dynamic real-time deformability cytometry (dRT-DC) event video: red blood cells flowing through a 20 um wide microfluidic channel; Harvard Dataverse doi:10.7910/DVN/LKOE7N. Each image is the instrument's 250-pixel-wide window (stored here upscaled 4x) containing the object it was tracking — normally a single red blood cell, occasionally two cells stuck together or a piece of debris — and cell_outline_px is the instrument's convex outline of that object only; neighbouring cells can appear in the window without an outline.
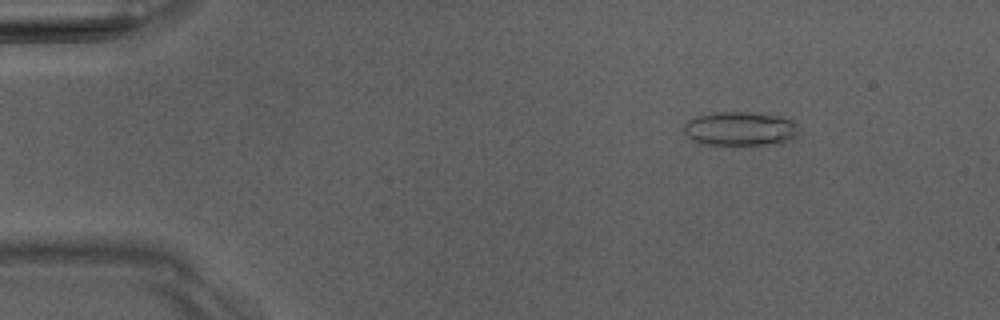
{"species": "Egyptian fruit bat (a non-hibernating species)", "species_latin": "Rousettus aegyptiacus", "temperature_condition": "room temperature", "stored_images_in_passage": 5, "camera_frame_rate_fps": 3000, "um_per_image_px": 0.085, "animal": {"sex": "male"}, "frame": {"image": 1, "passage_image": 2, "time_ms": 1.333, "image_size_px": [1000, 320], "cell_outline_px": [[796, 136], [784, 144], [716, 148], [700, 144], [692, 140], [684, 132], [684, 124], [688, 120], [696, 116], [712, 112], [740, 112], [772, 116], [792, 120], [796, 124]], "centroid_in_image_um": [62.84, 11.03], "position_along_channel_um": 22.2, "area_um2": 23.7}}